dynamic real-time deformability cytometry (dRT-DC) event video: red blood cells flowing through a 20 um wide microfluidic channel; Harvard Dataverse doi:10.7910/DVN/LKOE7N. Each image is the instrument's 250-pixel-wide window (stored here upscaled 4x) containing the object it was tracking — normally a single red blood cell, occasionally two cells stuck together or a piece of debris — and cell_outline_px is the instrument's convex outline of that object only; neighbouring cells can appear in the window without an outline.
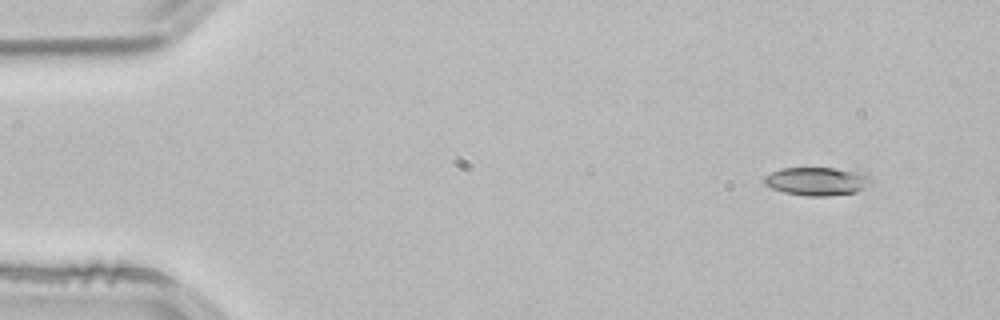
{"species": "common noctule bat (a hibernating species)", "species_latin": "Nyctalus noctula", "temperature_condition": "room temperature", "stored_images_in_passage": 4, "camera_frame_rate_fps": 3000, "um_per_image_px": 0.085, "animal": {"sex": "male", "body_mass_g": 21.5, "forearm_length_mm": 52.0}, "frame": {"image": 1, "passage_image": 1, "time_ms": 0.0, "image_size_px": [1000, 320], "cell_outline_px": [[872, 180], [864, 188], [856, 192], [824, 196], [808, 196], [784, 192], [772, 188], [764, 184], [764, 176], [780, 168], [832, 168], [860, 172], [872, 176]], "centroid_in_image_um": [69.44, 15.4], "position_along_channel_um": 15.6, "area_um2": 17.51}}
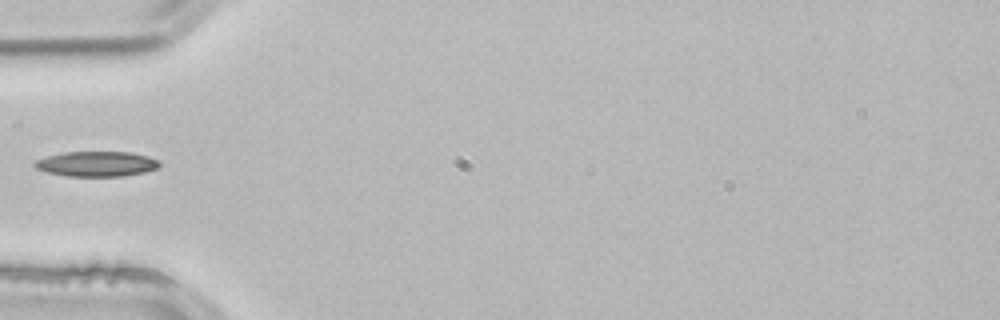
{"frame": {"image": 2, "passage_image": 4, "time_ms": 1.0, "image_size_px": [1000, 320], "cell_outline_px": [[160, 164], [156, 168], [144, 172], [124, 176], [68, 176], [48, 172], [36, 168], [32, 164], [36, 160], [48, 156], [64, 152], [132, 152], [148, 156], [156, 160]], "centroid_in_image_um": [8.2, 13.93], "position_along_channel_um": 76.8, "area_um2": 18.09}}